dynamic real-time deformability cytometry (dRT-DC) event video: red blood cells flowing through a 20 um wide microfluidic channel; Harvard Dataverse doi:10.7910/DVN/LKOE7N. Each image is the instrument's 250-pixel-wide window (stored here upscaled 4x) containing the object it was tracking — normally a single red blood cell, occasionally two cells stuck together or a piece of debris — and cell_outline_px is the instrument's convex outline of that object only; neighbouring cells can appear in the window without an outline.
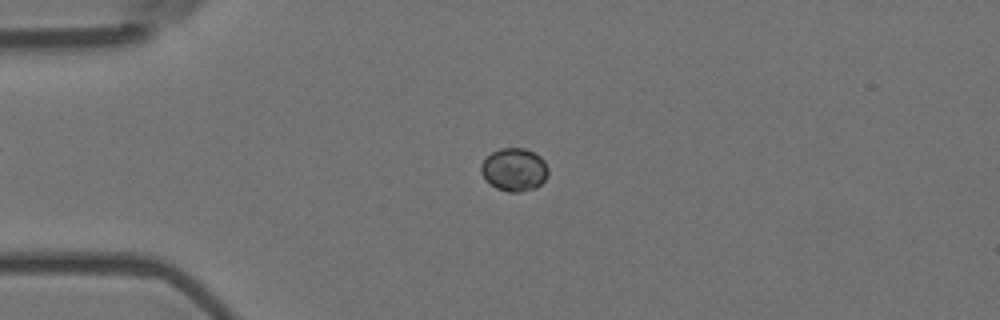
{"species": "Egyptian fruit bat (a non-hibernating species)", "species_latin": "Rousettus aegyptiacus", "temperature_condition": "room temperature", "stored_images_in_passage": 57, "camera_frame_rate_fps": 3000, "um_per_image_px": 0.085, "animal": {"sex": "female"}, "frame": {"image": 1, "passage_image": 14, "time_ms": 4.333, "image_size_px": [1000, 320], "cell_outline_px": [[548, 176], [536, 188], [520, 192], [508, 192], [496, 188], [480, 172], [480, 164], [492, 152], [500, 148], [524, 148], [540, 156], [544, 160], [548, 168]], "centroid_in_image_um": [43.72, 14.42], "position_along_channel_um": 41.3, "area_um2": 16.76}}
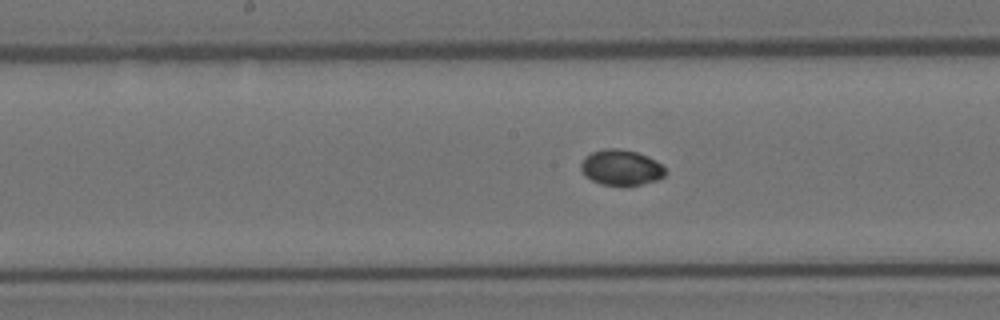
{"frame": {"image": 2, "passage_image": 29, "time_ms": 9.333, "image_size_px": [1000, 320], "cell_outline_px": [[668, 172], [664, 176], [656, 180], [640, 184], [600, 184], [584, 176], [580, 168], [580, 164], [584, 156], [592, 152], [604, 148], [620, 148], [636, 152], [648, 156], [656, 160]], "centroid_in_image_um": [52.77, 14.21], "position_along_channel_um": 195.4, "area_um2": 17.46}}
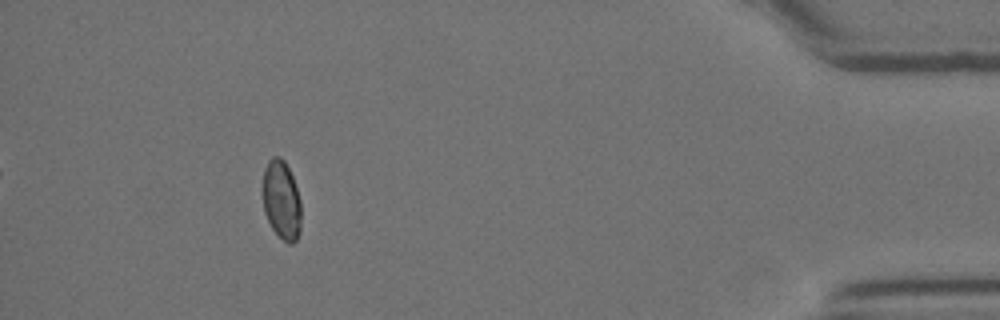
{"frame": {"image": 3, "passage_image": 52, "time_ms": 17.0, "image_size_px": [1000, 320], "cell_outline_px": [[300, 232], [296, 240], [292, 244], [288, 244], [272, 228], [264, 212], [264, 168], [268, 160], [272, 156], [280, 156], [284, 160], [292, 176], [300, 200]], "centroid_in_image_um": [23.93, 17.0], "position_along_channel_um": 411.3, "area_um2": 17.4}, "authors_computed_cell_mechanics": {"area_um2": 17.4556, "velocity_mm_per_s": 3.585, "shape_relaxation_time_tau1_ms": null, "shape_relaxation_time_tau2_ms": 8.0895, "deformation_change_tau1": null, "deformation_change_tau2": 0.0412}}